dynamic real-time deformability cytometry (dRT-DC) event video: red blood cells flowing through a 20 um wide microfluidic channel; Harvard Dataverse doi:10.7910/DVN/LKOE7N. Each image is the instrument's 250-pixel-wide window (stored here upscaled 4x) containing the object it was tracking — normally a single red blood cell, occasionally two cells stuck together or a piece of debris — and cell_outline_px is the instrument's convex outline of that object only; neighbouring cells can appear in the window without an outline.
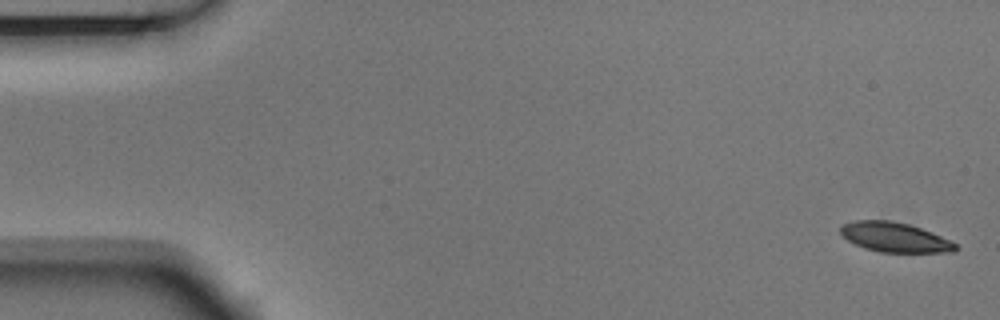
{"species": "Egyptian fruit bat (a non-hibernating species)", "species_latin": "Rousettus aegyptiacus", "temperature_condition": "room temperature", "stored_images_in_passage": 4, "camera_frame_rate_fps": 3000, "um_per_image_px": 0.085, "animal": {"sex": "male"}, "frame": {"image": 1, "passage_image": 1, "time_ms": 0.0, "image_size_px": [1000, 320], "cell_outline_px": [[960, 248], [952, 252], [880, 252], [864, 248], [848, 240], [840, 232], [840, 224], [856, 220], [892, 220], [908, 224], [932, 232], [952, 240]], "centroid_in_image_um": [76.07, 20.16], "position_along_channel_um": 8.9, "area_um2": 20.0}}